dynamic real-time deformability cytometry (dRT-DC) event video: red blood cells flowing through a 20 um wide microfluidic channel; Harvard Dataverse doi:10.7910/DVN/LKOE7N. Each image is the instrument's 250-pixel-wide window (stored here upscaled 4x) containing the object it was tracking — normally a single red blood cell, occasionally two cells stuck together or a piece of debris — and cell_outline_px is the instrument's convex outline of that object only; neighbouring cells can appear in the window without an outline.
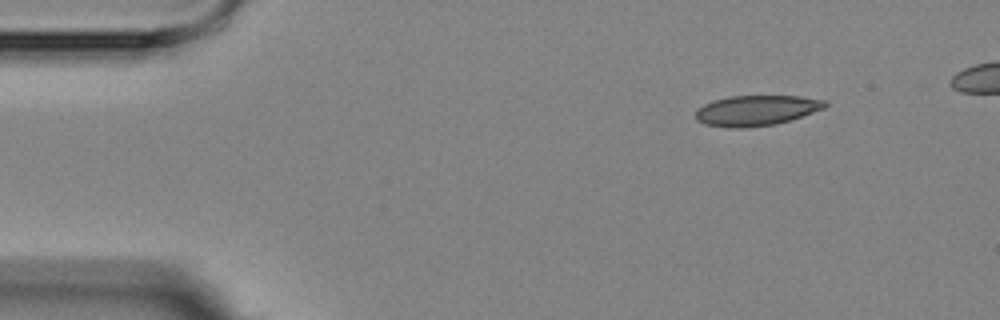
{"species": "Egyptian fruit bat (a non-hibernating species)", "species_latin": "Rousettus aegyptiacus", "temperature_condition": "room temperature", "stored_images_in_passage": 5, "segment_of_instrument_passage": [2, 2], "camera_frame_rate_fps": 3000, "um_per_image_px": 0.085, "animal": {"sex": "female"}, "frame": {"image": 1, "passage_image": 5, "time_ms": 6.333, "image_size_px": [1000, 320], "cell_outline_px": [[828, 104], [824, 108], [776, 124], [736, 128], [728, 128], [704, 124], [696, 120], [696, 108], [712, 100], [728, 96], [800, 96], [824, 100]], "centroid_in_image_um": [64.22, 9.38], "position_along_channel_um": 20.8, "area_um2": 22.77}}